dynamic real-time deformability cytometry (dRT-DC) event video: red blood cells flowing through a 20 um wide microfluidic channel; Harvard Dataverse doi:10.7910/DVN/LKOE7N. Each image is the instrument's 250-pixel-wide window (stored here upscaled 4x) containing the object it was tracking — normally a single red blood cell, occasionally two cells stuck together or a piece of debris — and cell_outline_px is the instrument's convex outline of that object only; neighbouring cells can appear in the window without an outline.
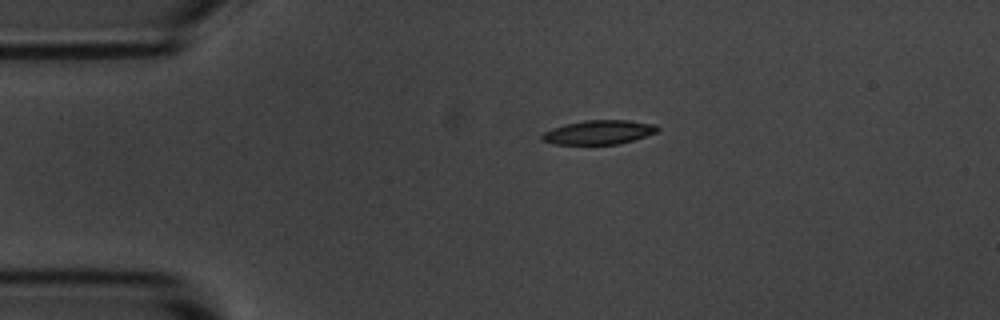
{"species": "common noctule bat (a hibernating species)", "species_latin": "Nyctalus noctula", "temperature_condition": "room temperature", "stored_images_in_passage": 2, "camera_frame_rate_fps": 3000, "um_per_image_px": 0.085, "animal": {"sex": "male", "body_mass_g": 20.1, "forearm_length_mm": 53.5}, "frame": {"image": 1, "passage_image": 1, "time_ms": 0.0, "image_size_px": [1000, 320], "cell_outline_px": [[660, 128], [656, 132], [632, 140], [616, 144], [556, 144], [540, 140], [540, 136], [544, 132], [552, 128], [564, 124], [584, 120], [628, 120], [656, 124]], "centroid_in_image_um": [50.87, 11.23], "position_along_channel_um": 34.1, "area_um2": 16.18}}